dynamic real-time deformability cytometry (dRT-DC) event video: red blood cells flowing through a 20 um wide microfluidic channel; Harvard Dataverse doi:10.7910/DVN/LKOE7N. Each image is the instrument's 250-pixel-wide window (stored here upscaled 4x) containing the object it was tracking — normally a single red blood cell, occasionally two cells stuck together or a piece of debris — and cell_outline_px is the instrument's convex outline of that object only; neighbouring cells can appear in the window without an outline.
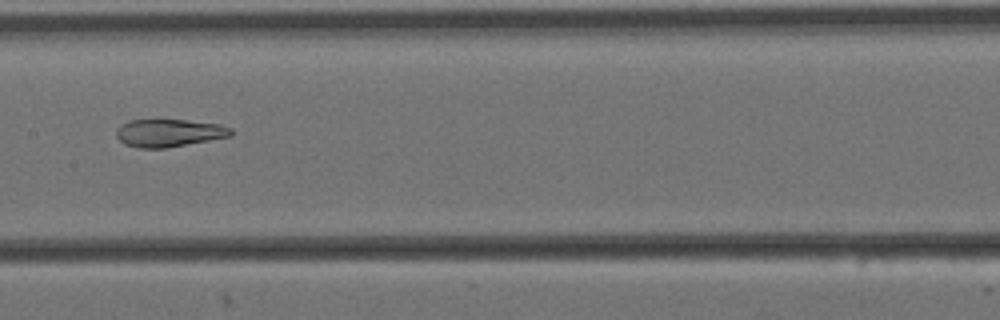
{"species": "Egyptian fruit bat (a non-hibernating species)", "species_latin": "Rousettus aegyptiacus", "temperature_condition": "cold", "stored_images_in_passage": 12, "camera_frame_rate_fps": 3000, "um_per_image_px": 0.085, "animal": {"sex": "female"}, "frame": {"image": 1, "passage_image": 4, "time_ms": 1.0, "image_size_px": [1000, 320], "cell_outline_px": [[232, 136], [164, 148], [140, 148], [124, 144], [116, 136], [116, 128], [120, 124], [128, 120], [188, 120], [220, 124], [232, 128]], "centroid_in_image_um": [14.35, 11.29], "position_along_channel_um": 193.1, "area_um2": 18.55}}
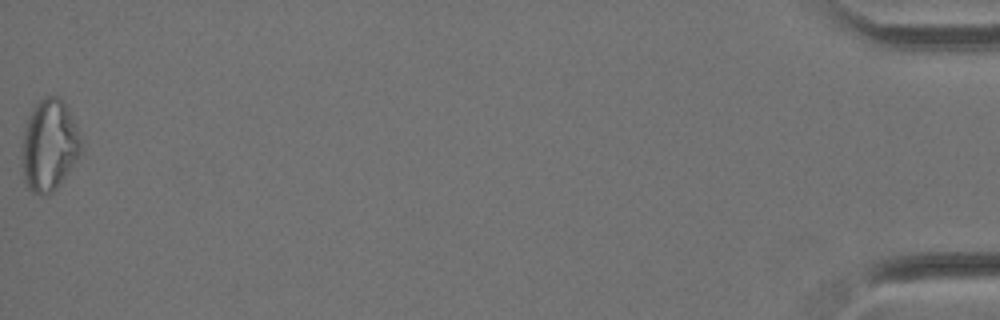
{"frame": {"image": 2, "passage_image": 12, "time_ms": 3.667, "image_size_px": [1000, 320], "cell_outline_px": [[84, 144], [80, 152], [60, 184], [48, 196], [40, 196], [32, 192], [28, 188], [24, 180], [24, 132], [28, 116], [32, 108], [44, 96], [60, 96], [68, 104], [80, 132]], "centroid_in_image_um": [4.24, 12.31], "position_along_channel_um": 431.0, "area_um2": 31.62}}